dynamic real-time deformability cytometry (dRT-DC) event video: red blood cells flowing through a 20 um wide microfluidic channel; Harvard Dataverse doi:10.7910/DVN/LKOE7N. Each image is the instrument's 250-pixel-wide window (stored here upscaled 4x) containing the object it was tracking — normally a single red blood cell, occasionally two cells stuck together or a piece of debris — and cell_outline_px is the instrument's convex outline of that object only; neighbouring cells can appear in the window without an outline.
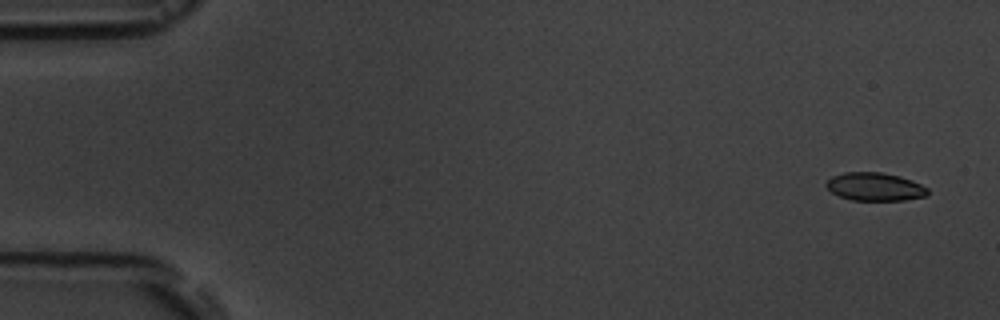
{"species": "common noctule bat (a hibernating species)", "species_latin": "Nyctalus noctula", "temperature_condition": "room temperature", "stored_images_in_passage": 5, "camera_frame_rate_fps": 3000, "um_per_image_px": 0.085, "animal": {"sex": "male", "body_mass_g": 19.5, "forearm_length_mm": 54.6}, "frame": {"image": 1, "passage_image": 1, "time_ms": 0.0, "image_size_px": [1000, 320], "cell_outline_px": [[928, 192], [924, 196], [904, 200], [852, 200], [840, 196], [832, 192], [824, 184], [832, 176], [844, 172], [880, 172], [900, 176], [912, 180], [928, 188]], "centroid_in_image_um": [74.35, 15.86], "position_along_channel_um": 10.6, "area_um2": 16.53}}
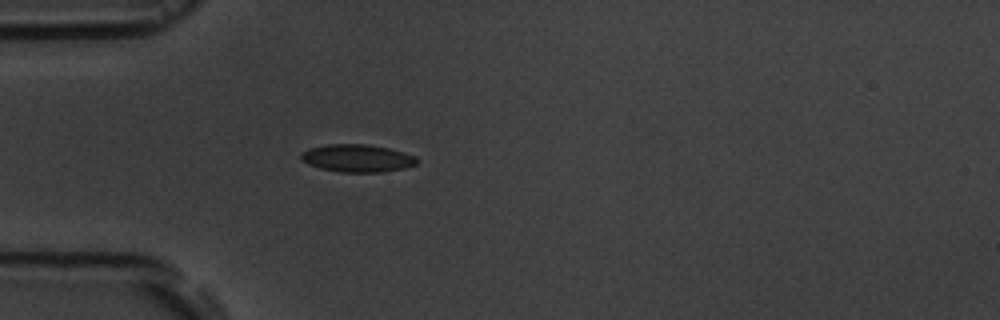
{"frame": {"image": 2, "passage_image": 5, "time_ms": 4.667, "image_size_px": [1000, 320], "cell_outline_px": [[420, 160], [416, 164], [404, 168], [380, 172], [340, 172], [320, 168], [308, 164], [300, 160], [300, 152], [308, 148], [328, 144], [368, 144], [388, 148], [404, 152], [416, 156]], "centroid_in_image_um": [30.35, 13.44], "position_along_channel_um": 54.7, "area_um2": 18.84}}